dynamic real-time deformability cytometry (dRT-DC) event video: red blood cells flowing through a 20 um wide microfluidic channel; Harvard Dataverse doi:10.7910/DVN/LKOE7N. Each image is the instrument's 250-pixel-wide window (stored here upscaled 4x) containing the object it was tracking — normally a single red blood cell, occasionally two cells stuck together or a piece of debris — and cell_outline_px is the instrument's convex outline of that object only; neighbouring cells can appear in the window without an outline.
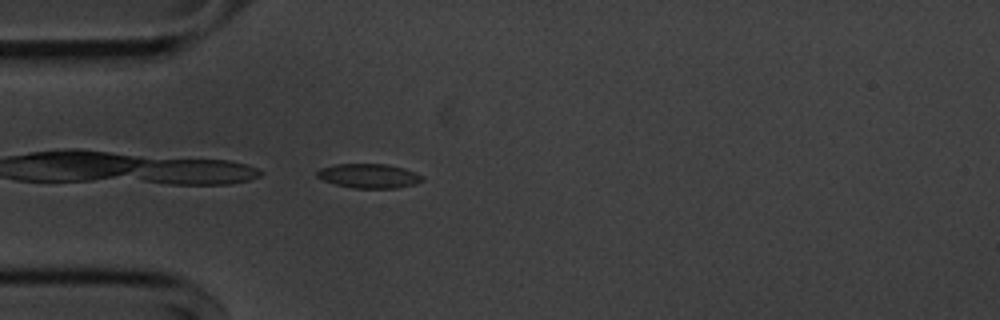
{"species": "common noctule bat (a hibernating species)", "species_latin": "Nyctalus noctula", "temperature_condition": "cold", "stored_images_in_passage": 15, "camera_frame_rate_fps": 3000, "um_per_image_px": 0.085, "animal": {"sex": "male", "body_mass_g": 20.1, "forearm_length_mm": 53.5}, "frame": {"image": 1, "passage_image": 15, "time_ms": 4.667, "image_size_px": [1000, 320], "cell_outline_px": [[424, 180], [416, 184], [396, 188], [352, 188], [336, 184], [324, 180], [316, 176], [316, 172], [320, 168], [336, 164], [388, 164], [404, 168], [416, 172], [424, 176]], "centroid_in_image_um": [31.4, 14.95], "position_along_channel_um": 53.6, "area_um2": 15.03}}